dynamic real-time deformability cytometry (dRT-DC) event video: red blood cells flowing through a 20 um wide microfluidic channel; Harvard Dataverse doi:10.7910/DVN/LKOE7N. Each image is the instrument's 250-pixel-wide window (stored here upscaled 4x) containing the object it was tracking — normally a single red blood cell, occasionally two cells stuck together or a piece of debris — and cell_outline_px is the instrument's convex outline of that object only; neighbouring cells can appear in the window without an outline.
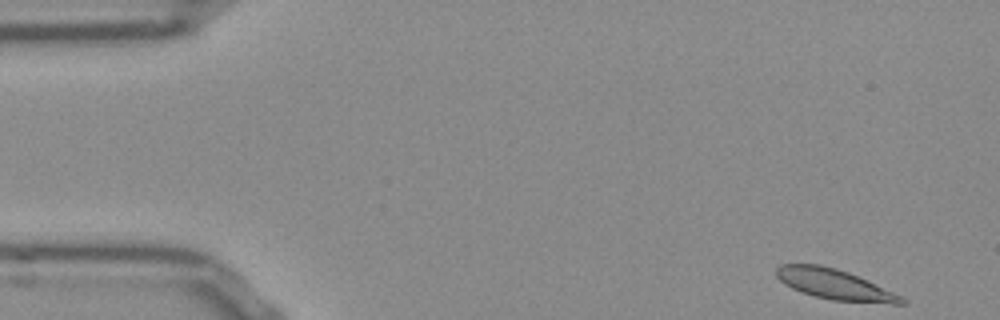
{"species": "Egyptian fruit bat (a non-hibernating species)", "species_latin": "Rousettus aegyptiacus", "temperature_condition": "room temperature", "stored_images_in_passage": 52, "segment_of_instrument_passage": [1, 2], "camera_frame_rate_fps": 3000, "um_per_image_px": 0.085, "frame": {"image": 1, "passage_image": 1, "time_ms": 0.0, "image_size_px": [1000, 320], "cell_outline_px": [[908, 304], [892, 304], [832, 300], [812, 296], [792, 288], [784, 284], [776, 276], [776, 268], [780, 264], [820, 264], [836, 268], [848, 272], [892, 292], [908, 300]], "centroid_in_image_um": [70.91, 24.18], "position_along_channel_um": 14.1, "area_um2": 22.02}}
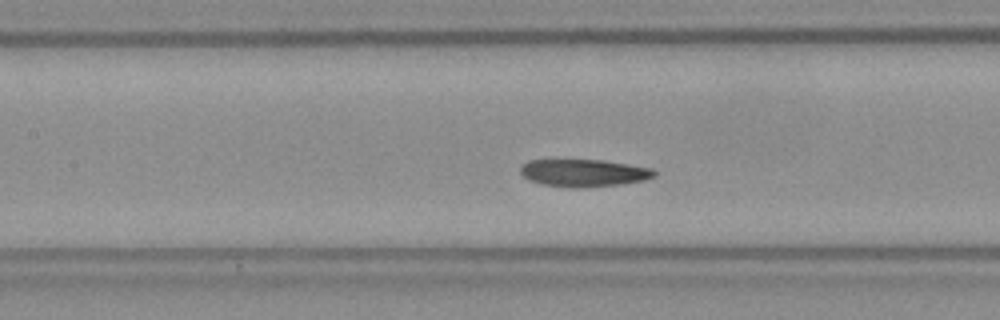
{"frame": {"image": 2, "passage_image": 21, "time_ms": 6.667, "image_size_px": [1000, 320], "cell_outline_px": [[656, 176], [644, 180], [620, 184], [584, 188], [572, 188], [540, 184], [528, 180], [520, 172], [520, 168], [528, 160], [604, 160], [652, 168], [656, 172]], "centroid_in_image_um": [49.62, 14.7], "position_along_channel_um": 157.8, "area_um2": 21.5}}
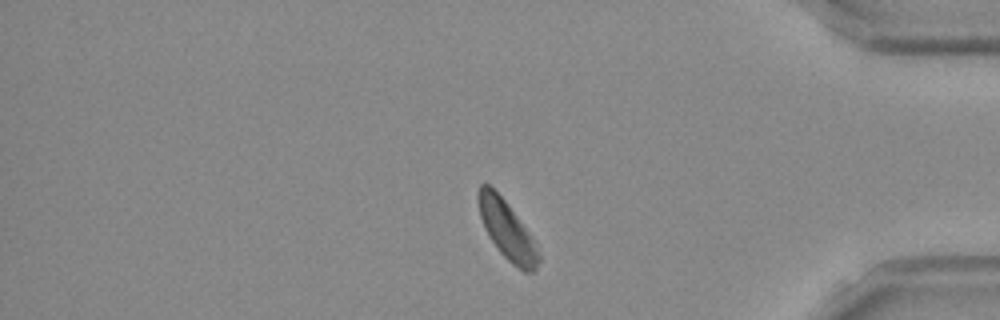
{"frame": {"image": 3, "passage_image": 42, "time_ms": 13.667, "image_size_px": [1000, 320], "cell_outline_px": [[540, 260], [536, 272], [524, 272], [512, 264], [500, 252], [484, 228], [480, 216], [476, 196], [480, 184], [488, 184], [504, 200], [532, 236], [540, 256]], "centroid_in_image_um": [43.1, 19.58], "position_along_channel_um": 392.1, "area_um2": 20.35}}